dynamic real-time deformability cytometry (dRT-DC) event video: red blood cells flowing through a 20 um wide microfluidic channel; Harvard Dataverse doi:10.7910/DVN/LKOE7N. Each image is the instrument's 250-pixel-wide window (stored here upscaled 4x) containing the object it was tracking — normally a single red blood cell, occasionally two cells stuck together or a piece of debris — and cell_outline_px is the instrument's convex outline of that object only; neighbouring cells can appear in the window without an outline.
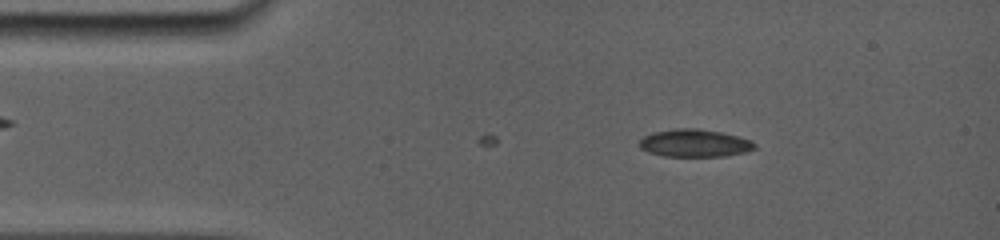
{"species": "common noctule bat (a hibernating species)", "species_latin": "Nyctalus noctula", "temperature_condition": "room temperature", "stored_images_in_passage": 13, "camera_frame_rate_fps": 5000, "um_per_image_px": 0.085, "animal": {"sex": "female", "body_mass_g": 19.0, "forearm_length_mm": 56.7}, "frame": {"image": 1, "passage_image": 13, "time_ms": 2.0, "image_size_px": [1000, 240], "cell_outline_px": [[752, 148], [740, 152], [720, 156], [668, 156], [652, 152], [644, 148], [640, 144], [640, 140], [656, 132], [680, 128], [692, 128], [720, 132], [736, 136], [748, 140], [752, 144]], "centroid_in_image_um": [59.01, 12.16], "position_along_channel_um": 26.0, "area_um2": 17.34}}